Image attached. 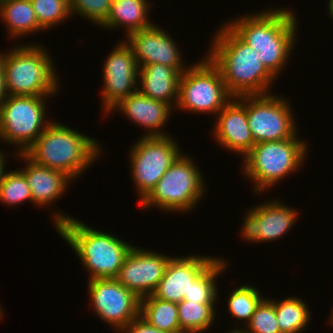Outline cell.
I'll return each mask as SVG.
<instances>
[{
  "label": "cell",
  "mask_w": 333,
  "mask_h": 333,
  "mask_svg": "<svg viewBox=\"0 0 333 333\" xmlns=\"http://www.w3.org/2000/svg\"><path fill=\"white\" fill-rule=\"evenodd\" d=\"M39 25L45 30L71 16L70 0H30Z\"/></svg>",
  "instance_id": "cell-29"
},
{
  "label": "cell",
  "mask_w": 333,
  "mask_h": 333,
  "mask_svg": "<svg viewBox=\"0 0 333 333\" xmlns=\"http://www.w3.org/2000/svg\"><path fill=\"white\" fill-rule=\"evenodd\" d=\"M147 0H113L106 20L100 25L103 28H119L124 25L127 34L151 26L147 19L149 12Z\"/></svg>",
  "instance_id": "cell-22"
},
{
  "label": "cell",
  "mask_w": 333,
  "mask_h": 333,
  "mask_svg": "<svg viewBox=\"0 0 333 333\" xmlns=\"http://www.w3.org/2000/svg\"><path fill=\"white\" fill-rule=\"evenodd\" d=\"M216 257L190 255L171 258L165 273L152 293L164 301L179 303L184 300L194 281Z\"/></svg>",
  "instance_id": "cell-18"
},
{
  "label": "cell",
  "mask_w": 333,
  "mask_h": 333,
  "mask_svg": "<svg viewBox=\"0 0 333 333\" xmlns=\"http://www.w3.org/2000/svg\"><path fill=\"white\" fill-rule=\"evenodd\" d=\"M24 159L25 168L18 171L25 177L32 193L33 203L36 206H49L66 192V187L72 180L65 173L40 166L30 160L24 153H16Z\"/></svg>",
  "instance_id": "cell-20"
},
{
  "label": "cell",
  "mask_w": 333,
  "mask_h": 333,
  "mask_svg": "<svg viewBox=\"0 0 333 333\" xmlns=\"http://www.w3.org/2000/svg\"><path fill=\"white\" fill-rule=\"evenodd\" d=\"M7 97L2 70V54L0 53V104Z\"/></svg>",
  "instance_id": "cell-34"
},
{
  "label": "cell",
  "mask_w": 333,
  "mask_h": 333,
  "mask_svg": "<svg viewBox=\"0 0 333 333\" xmlns=\"http://www.w3.org/2000/svg\"><path fill=\"white\" fill-rule=\"evenodd\" d=\"M180 75L175 68L159 63L140 66L138 85L141 87L137 90L151 99L166 102L173 107V104L177 105L178 102Z\"/></svg>",
  "instance_id": "cell-21"
},
{
  "label": "cell",
  "mask_w": 333,
  "mask_h": 333,
  "mask_svg": "<svg viewBox=\"0 0 333 333\" xmlns=\"http://www.w3.org/2000/svg\"><path fill=\"white\" fill-rule=\"evenodd\" d=\"M95 139L52 121L24 154L34 163L59 170L72 180L100 155Z\"/></svg>",
  "instance_id": "cell-4"
},
{
  "label": "cell",
  "mask_w": 333,
  "mask_h": 333,
  "mask_svg": "<svg viewBox=\"0 0 333 333\" xmlns=\"http://www.w3.org/2000/svg\"><path fill=\"white\" fill-rule=\"evenodd\" d=\"M5 157L4 153L0 151V183L2 182L3 176L5 174Z\"/></svg>",
  "instance_id": "cell-35"
},
{
  "label": "cell",
  "mask_w": 333,
  "mask_h": 333,
  "mask_svg": "<svg viewBox=\"0 0 333 333\" xmlns=\"http://www.w3.org/2000/svg\"><path fill=\"white\" fill-rule=\"evenodd\" d=\"M226 261L216 258L194 281L184 300L198 303H214L218 297L216 277L226 268Z\"/></svg>",
  "instance_id": "cell-27"
},
{
  "label": "cell",
  "mask_w": 333,
  "mask_h": 333,
  "mask_svg": "<svg viewBox=\"0 0 333 333\" xmlns=\"http://www.w3.org/2000/svg\"><path fill=\"white\" fill-rule=\"evenodd\" d=\"M259 290L250 285H242L232 291L228 298V311L232 316L246 323L252 318L256 307L263 300Z\"/></svg>",
  "instance_id": "cell-28"
},
{
  "label": "cell",
  "mask_w": 333,
  "mask_h": 333,
  "mask_svg": "<svg viewBox=\"0 0 333 333\" xmlns=\"http://www.w3.org/2000/svg\"><path fill=\"white\" fill-rule=\"evenodd\" d=\"M215 303L182 300L177 303L180 329L184 333H202L214 323ZM215 314V315H214Z\"/></svg>",
  "instance_id": "cell-26"
},
{
  "label": "cell",
  "mask_w": 333,
  "mask_h": 333,
  "mask_svg": "<svg viewBox=\"0 0 333 333\" xmlns=\"http://www.w3.org/2000/svg\"><path fill=\"white\" fill-rule=\"evenodd\" d=\"M168 32L155 24L127 36L138 66L159 63L175 68L180 74L187 68L181 58L178 46Z\"/></svg>",
  "instance_id": "cell-15"
},
{
  "label": "cell",
  "mask_w": 333,
  "mask_h": 333,
  "mask_svg": "<svg viewBox=\"0 0 333 333\" xmlns=\"http://www.w3.org/2000/svg\"><path fill=\"white\" fill-rule=\"evenodd\" d=\"M120 109L131 121L136 122L147 131L143 136H168L162 126L168 121L173 107L166 102L151 99L138 90L121 100L112 111ZM161 128V129H160Z\"/></svg>",
  "instance_id": "cell-19"
},
{
  "label": "cell",
  "mask_w": 333,
  "mask_h": 333,
  "mask_svg": "<svg viewBox=\"0 0 333 333\" xmlns=\"http://www.w3.org/2000/svg\"><path fill=\"white\" fill-rule=\"evenodd\" d=\"M47 97L7 95L0 104V140L24 153L51 123L45 122Z\"/></svg>",
  "instance_id": "cell-9"
},
{
  "label": "cell",
  "mask_w": 333,
  "mask_h": 333,
  "mask_svg": "<svg viewBox=\"0 0 333 333\" xmlns=\"http://www.w3.org/2000/svg\"><path fill=\"white\" fill-rule=\"evenodd\" d=\"M26 200L33 204L31 189L25 177L18 170L5 172L0 183V202L14 206Z\"/></svg>",
  "instance_id": "cell-30"
},
{
  "label": "cell",
  "mask_w": 333,
  "mask_h": 333,
  "mask_svg": "<svg viewBox=\"0 0 333 333\" xmlns=\"http://www.w3.org/2000/svg\"><path fill=\"white\" fill-rule=\"evenodd\" d=\"M258 52L262 63L276 77L287 64L295 45L297 22L291 10H266L245 15L227 24Z\"/></svg>",
  "instance_id": "cell-2"
},
{
  "label": "cell",
  "mask_w": 333,
  "mask_h": 333,
  "mask_svg": "<svg viewBox=\"0 0 333 333\" xmlns=\"http://www.w3.org/2000/svg\"><path fill=\"white\" fill-rule=\"evenodd\" d=\"M246 329L243 330L247 333H281L276 318L275 306L268 298H264L256 307L252 318L246 325Z\"/></svg>",
  "instance_id": "cell-31"
},
{
  "label": "cell",
  "mask_w": 333,
  "mask_h": 333,
  "mask_svg": "<svg viewBox=\"0 0 333 333\" xmlns=\"http://www.w3.org/2000/svg\"><path fill=\"white\" fill-rule=\"evenodd\" d=\"M217 116L214 124L216 141L244 157L255 144L247 119V95L232 97Z\"/></svg>",
  "instance_id": "cell-17"
},
{
  "label": "cell",
  "mask_w": 333,
  "mask_h": 333,
  "mask_svg": "<svg viewBox=\"0 0 333 333\" xmlns=\"http://www.w3.org/2000/svg\"><path fill=\"white\" fill-rule=\"evenodd\" d=\"M38 44L21 45L2 54L7 95L49 96L58 91L53 59Z\"/></svg>",
  "instance_id": "cell-5"
},
{
  "label": "cell",
  "mask_w": 333,
  "mask_h": 333,
  "mask_svg": "<svg viewBox=\"0 0 333 333\" xmlns=\"http://www.w3.org/2000/svg\"><path fill=\"white\" fill-rule=\"evenodd\" d=\"M203 179L194 160L181 154L139 204L143 208L157 206L168 212L190 211L204 196Z\"/></svg>",
  "instance_id": "cell-7"
},
{
  "label": "cell",
  "mask_w": 333,
  "mask_h": 333,
  "mask_svg": "<svg viewBox=\"0 0 333 333\" xmlns=\"http://www.w3.org/2000/svg\"><path fill=\"white\" fill-rule=\"evenodd\" d=\"M113 0H70L71 14L78 13L101 25L109 15Z\"/></svg>",
  "instance_id": "cell-32"
},
{
  "label": "cell",
  "mask_w": 333,
  "mask_h": 333,
  "mask_svg": "<svg viewBox=\"0 0 333 333\" xmlns=\"http://www.w3.org/2000/svg\"><path fill=\"white\" fill-rule=\"evenodd\" d=\"M139 317L162 332L184 333L180 329L177 303L146 296L140 299Z\"/></svg>",
  "instance_id": "cell-24"
},
{
  "label": "cell",
  "mask_w": 333,
  "mask_h": 333,
  "mask_svg": "<svg viewBox=\"0 0 333 333\" xmlns=\"http://www.w3.org/2000/svg\"><path fill=\"white\" fill-rule=\"evenodd\" d=\"M230 333H247V332H245L244 330L238 328V329H235V330H231Z\"/></svg>",
  "instance_id": "cell-37"
},
{
  "label": "cell",
  "mask_w": 333,
  "mask_h": 333,
  "mask_svg": "<svg viewBox=\"0 0 333 333\" xmlns=\"http://www.w3.org/2000/svg\"><path fill=\"white\" fill-rule=\"evenodd\" d=\"M88 291L96 314L119 333L139 317L140 298L115 278L89 279Z\"/></svg>",
  "instance_id": "cell-12"
},
{
  "label": "cell",
  "mask_w": 333,
  "mask_h": 333,
  "mask_svg": "<svg viewBox=\"0 0 333 333\" xmlns=\"http://www.w3.org/2000/svg\"><path fill=\"white\" fill-rule=\"evenodd\" d=\"M0 16L12 37L44 30L37 21L30 0H0Z\"/></svg>",
  "instance_id": "cell-23"
},
{
  "label": "cell",
  "mask_w": 333,
  "mask_h": 333,
  "mask_svg": "<svg viewBox=\"0 0 333 333\" xmlns=\"http://www.w3.org/2000/svg\"><path fill=\"white\" fill-rule=\"evenodd\" d=\"M103 74L104 87L101 96L104 112L108 114L121 100L139 88V66L126 41L111 50L105 59Z\"/></svg>",
  "instance_id": "cell-13"
},
{
  "label": "cell",
  "mask_w": 333,
  "mask_h": 333,
  "mask_svg": "<svg viewBox=\"0 0 333 333\" xmlns=\"http://www.w3.org/2000/svg\"><path fill=\"white\" fill-rule=\"evenodd\" d=\"M53 217L57 233L73 248L83 267L89 270V279L117 277L133 247L131 244L60 212Z\"/></svg>",
  "instance_id": "cell-3"
},
{
  "label": "cell",
  "mask_w": 333,
  "mask_h": 333,
  "mask_svg": "<svg viewBox=\"0 0 333 333\" xmlns=\"http://www.w3.org/2000/svg\"><path fill=\"white\" fill-rule=\"evenodd\" d=\"M219 29L207 56L220 70L228 93L233 98L268 94L277 77L262 63L258 52L227 24Z\"/></svg>",
  "instance_id": "cell-1"
},
{
  "label": "cell",
  "mask_w": 333,
  "mask_h": 333,
  "mask_svg": "<svg viewBox=\"0 0 333 333\" xmlns=\"http://www.w3.org/2000/svg\"><path fill=\"white\" fill-rule=\"evenodd\" d=\"M218 67L206 56L180 75L175 107L193 113L217 114L231 100Z\"/></svg>",
  "instance_id": "cell-8"
},
{
  "label": "cell",
  "mask_w": 333,
  "mask_h": 333,
  "mask_svg": "<svg viewBox=\"0 0 333 333\" xmlns=\"http://www.w3.org/2000/svg\"><path fill=\"white\" fill-rule=\"evenodd\" d=\"M328 5V13H330L331 18H333V0H329Z\"/></svg>",
  "instance_id": "cell-36"
},
{
  "label": "cell",
  "mask_w": 333,
  "mask_h": 333,
  "mask_svg": "<svg viewBox=\"0 0 333 333\" xmlns=\"http://www.w3.org/2000/svg\"><path fill=\"white\" fill-rule=\"evenodd\" d=\"M172 257L133 246L115 278L142 299L152 295Z\"/></svg>",
  "instance_id": "cell-14"
},
{
  "label": "cell",
  "mask_w": 333,
  "mask_h": 333,
  "mask_svg": "<svg viewBox=\"0 0 333 333\" xmlns=\"http://www.w3.org/2000/svg\"><path fill=\"white\" fill-rule=\"evenodd\" d=\"M297 216L296 209L280 200L260 204L249 210L244 218L242 236L254 243L277 240L292 228Z\"/></svg>",
  "instance_id": "cell-16"
},
{
  "label": "cell",
  "mask_w": 333,
  "mask_h": 333,
  "mask_svg": "<svg viewBox=\"0 0 333 333\" xmlns=\"http://www.w3.org/2000/svg\"><path fill=\"white\" fill-rule=\"evenodd\" d=\"M297 136L296 133L292 138L254 144L243 157V172L256 183V194L275 186L302 166L308 151L306 142Z\"/></svg>",
  "instance_id": "cell-6"
},
{
  "label": "cell",
  "mask_w": 333,
  "mask_h": 333,
  "mask_svg": "<svg viewBox=\"0 0 333 333\" xmlns=\"http://www.w3.org/2000/svg\"><path fill=\"white\" fill-rule=\"evenodd\" d=\"M269 300L275 306L281 333H300L309 323L311 314L304 300L291 296L281 301Z\"/></svg>",
  "instance_id": "cell-25"
},
{
  "label": "cell",
  "mask_w": 333,
  "mask_h": 333,
  "mask_svg": "<svg viewBox=\"0 0 333 333\" xmlns=\"http://www.w3.org/2000/svg\"><path fill=\"white\" fill-rule=\"evenodd\" d=\"M290 103L269 92L264 95H247V119L255 144L292 138L297 125Z\"/></svg>",
  "instance_id": "cell-11"
},
{
  "label": "cell",
  "mask_w": 333,
  "mask_h": 333,
  "mask_svg": "<svg viewBox=\"0 0 333 333\" xmlns=\"http://www.w3.org/2000/svg\"><path fill=\"white\" fill-rule=\"evenodd\" d=\"M330 317H331V319H330L331 322L330 323L333 324V310L331 312V316Z\"/></svg>",
  "instance_id": "cell-38"
},
{
  "label": "cell",
  "mask_w": 333,
  "mask_h": 333,
  "mask_svg": "<svg viewBox=\"0 0 333 333\" xmlns=\"http://www.w3.org/2000/svg\"><path fill=\"white\" fill-rule=\"evenodd\" d=\"M121 333H166L148 325L142 318L131 321L125 328H123Z\"/></svg>",
  "instance_id": "cell-33"
},
{
  "label": "cell",
  "mask_w": 333,
  "mask_h": 333,
  "mask_svg": "<svg viewBox=\"0 0 333 333\" xmlns=\"http://www.w3.org/2000/svg\"><path fill=\"white\" fill-rule=\"evenodd\" d=\"M1 307V306H0ZM3 309L2 308H0V319L2 318V316H3Z\"/></svg>",
  "instance_id": "cell-39"
},
{
  "label": "cell",
  "mask_w": 333,
  "mask_h": 333,
  "mask_svg": "<svg viewBox=\"0 0 333 333\" xmlns=\"http://www.w3.org/2000/svg\"><path fill=\"white\" fill-rule=\"evenodd\" d=\"M131 149V177L142 201L182 152L169 135L143 136Z\"/></svg>",
  "instance_id": "cell-10"
}]
</instances>
